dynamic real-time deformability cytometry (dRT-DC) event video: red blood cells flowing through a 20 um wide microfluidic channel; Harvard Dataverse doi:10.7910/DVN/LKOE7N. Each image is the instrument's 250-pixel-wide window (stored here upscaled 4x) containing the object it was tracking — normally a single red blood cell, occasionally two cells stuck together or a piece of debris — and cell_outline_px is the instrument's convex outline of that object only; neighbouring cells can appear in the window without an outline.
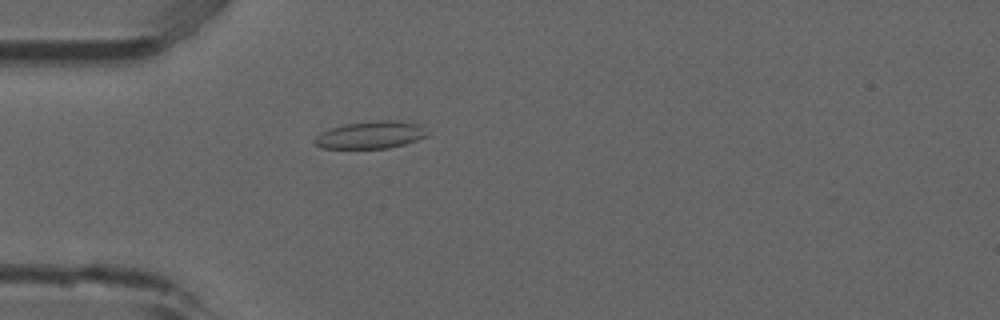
{"species": "common noctule bat (a hibernating species)", "species_latin": "Nyctalus noctula", "temperature_condition": "room temperature", "stored_images_in_passage": 34, "camera_frame_rate_fps": 3000, "um_per_image_px": 0.085, "animal": {"sex": "male", "forearm_length_mm": 52.5}, "frame": {"image": 1, "passage_image": 2, "time_ms": 0.333, "image_size_px": [1000, 320], "cell_outline_px": [[428, 136], [404, 144], [388, 148], [320, 148], [312, 140], [320, 132], [328, 128], [344, 124], [372, 120], [400, 120], [420, 124]], "centroid_in_image_um": [31.47, 11.45], "position_along_channel_um": 53.5, "area_um2": 18.15}}
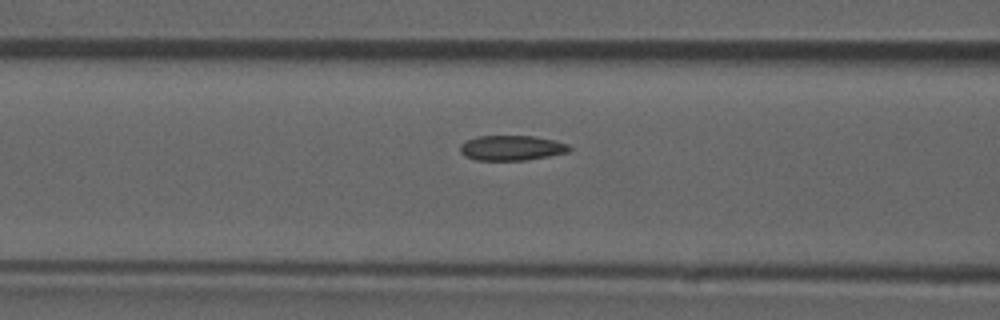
{"frame": {"image": 2, "passage_image": 8, "time_ms": 2.333, "image_size_px": [1000, 320], "cell_outline_px": [[572, 148], [568, 152], [548, 156], [524, 160], [476, 160], [464, 156], [460, 152], [460, 144], [464, 140], [476, 136], [532, 136], [552, 140], [568, 144]], "centroid_in_image_um": [43.43, 12.57], "position_along_channel_um": 123.2, "area_um2": 15.95}}
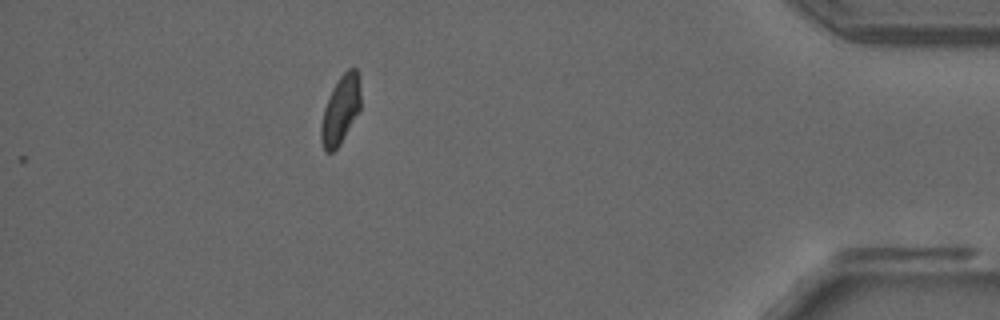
{"frame": {"image": 3, "passage_image": 34, "time_ms": 11.0, "image_size_px": [1000, 320], "cell_outline_px": [[360, 108], [340, 144], [332, 152], [324, 152], [320, 140], [320, 128], [324, 108], [332, 88], [340, 76], [348, 68], [356, 68], [360, 92]], "centroid_in_image_um": [28.91, 9.36], "position_along_channel_um": 406.3, "area_um2": 15.55}, "authors_computed_cell_mechanics": {"area_um2": 16.0106, "velocity_mm_per_s": 3.8533, "shape_relaxation_time_tau1_ms": null, "shape_relaxation_time_tau2_ms": 1.8357, "deformation_change_tau1": null, "deformation_change_tau2": 0.0661}}